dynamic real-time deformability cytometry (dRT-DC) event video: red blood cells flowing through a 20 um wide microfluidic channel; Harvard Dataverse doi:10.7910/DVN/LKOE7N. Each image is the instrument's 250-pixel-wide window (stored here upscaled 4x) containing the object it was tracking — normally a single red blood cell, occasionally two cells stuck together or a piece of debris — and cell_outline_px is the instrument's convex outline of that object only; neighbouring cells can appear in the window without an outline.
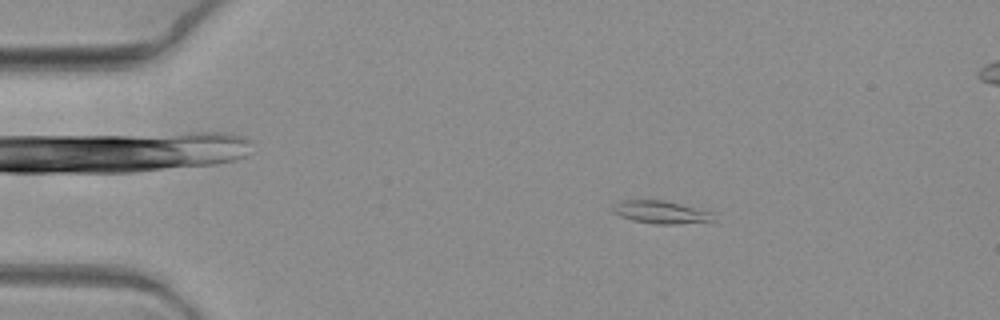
{"species": "common noctule bat (a hibernating species)", "species_latin": "Nyctalus noctula", "temperature_condition": "warm", "stored_images_in_passage": 8, "camera_frame_rate_fps": 3000, "um_per_image_px": 0.085, "animal": {"sex": "female", "body_mass_g": 19.3, "forearm_length_mm": 54.1}, "frame": {"image": 1, "passage_image": 3, "time_ms": 0.667, "image_size_px": [1000, 320], "cell_outline_px": [[716, 224], [656, 224], [632, 220], [620, 216], [612, 212], [612, 204], [620, 200], [664, 200], [716, 212]], "centroid_in_image_um": [56.34, 18.06], "position_along_channel_um": 28.7, "area_um2": 14.22}}
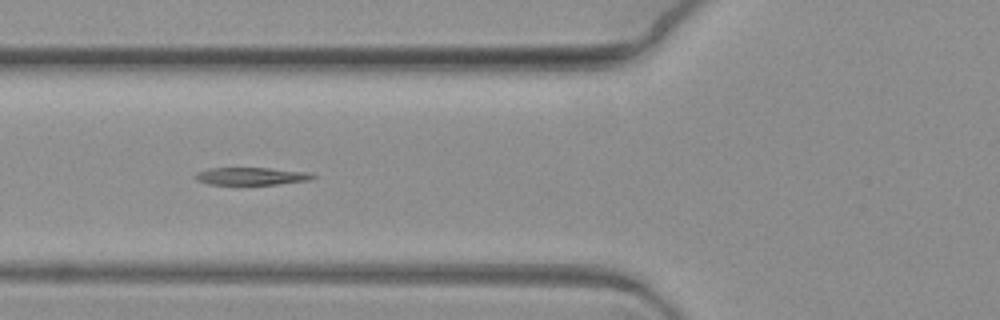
{"frame": {"image": 2, "passage_image": 7, "time_ms": 2.0, "image_size_px": [1000, 320], "cell_outline_px": [[316, 176], [308, 180], [276, 184], [236, 188], [208, 184], [196, 180], [196, 172], [208, 168], [268, 168], [308, 172]], "centroid_in_image_um": [21.25, 15.03], "position_along_channel_um": 104.6, "area_um2": 12.77}}